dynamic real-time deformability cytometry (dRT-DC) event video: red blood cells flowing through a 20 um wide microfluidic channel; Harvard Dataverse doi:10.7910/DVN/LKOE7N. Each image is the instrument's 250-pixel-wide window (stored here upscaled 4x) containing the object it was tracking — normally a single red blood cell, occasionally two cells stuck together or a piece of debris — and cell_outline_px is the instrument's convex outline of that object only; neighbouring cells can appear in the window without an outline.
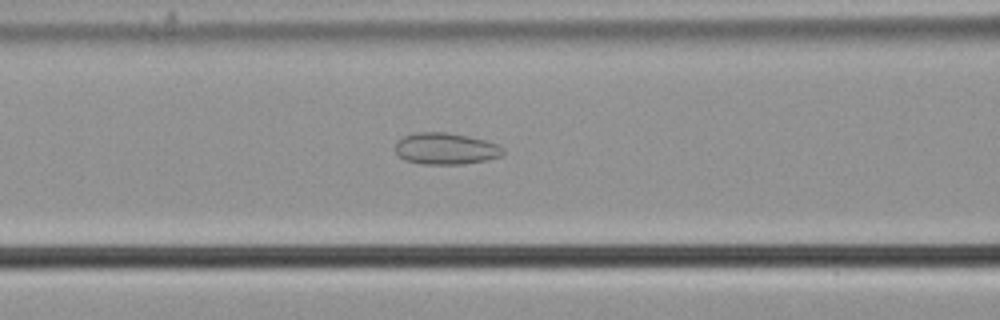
{"species": "common noctule bat (a hibernating species)", "species_latin": "Nyctalus noctula", "temperature_condition": "cold", "stored_images_in_passage": 50, "camera_frame_rate_fps": 3000, "um_per_image_px": 0.085, "animal": {"sex": "male", "body_mass_g": 21.5, "forearm_length_mm": 52.0}, "frame": {"image": 1, "passage_image": 18, "time_ms": 5.667, "image_size_px": [1000, 320], "cell_outline_px": [[504, 152], [500, 156], [488, 160], [464, 164], [420, 164], [404, 160], [396, 152], [396, 140], [404, 136], [416, 132], [448, 132], [468, 136], [484, 140], [496, 144], [504, 148]], "centroid_in_image_um": [37.87, 12.64], "position_along_channel_um": 128.7, "area_um2": 19.94}}
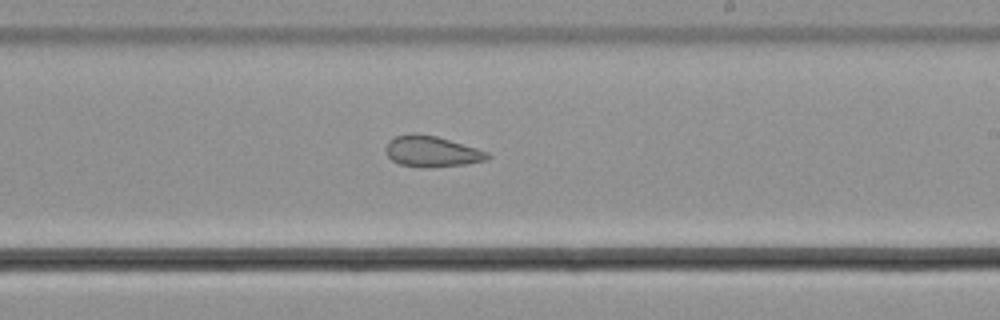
{"frame": {"image": 2, "passage_image": 28, "time_ms": 9.0, "image_size_px": [1000, 320], "cell_outline_px": [[492, 156], [484, 160], [464, 164], [424, 168], [400, 164], [392, 160], [388, 156], [384, 148], [388, 140], [396, 136], [412, 132], [436, 136], [476, 148], [488, 152]], "centroid_in_image_um": [36.65, 12.86], "position_along_channel_um": 252.4, "area_um2": 18.26}}
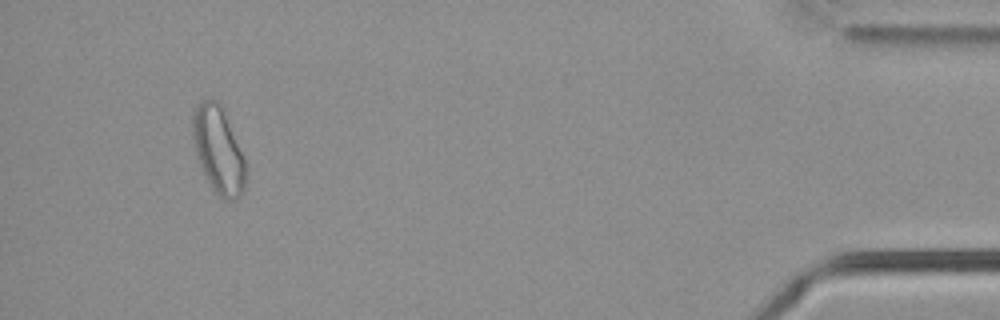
{"frame": {"image": 3, "passage_image": 47, "time_ms": 15.333, "image_size_px": [1000, 320], "cell_outline_px": [[244, 188], [240, 196], [232, 200], [224, 200], [212, 188], [200, 168], [196, 156], [192, 140], [192, 116], [196, 108], [204, 100], [216, 100], [224, 108], [244, 156]], "centroid_in_image_um": [18.54, 12.74], "position_along_channel_um": 416.7, "area_um2": 26.76}, "authors_computed_cell_mechanics": {"area_um2": 22.0507, "velocity_mm_per_s": 3.7131, "shape_relaxation_time_tau1_ms": null, "shape_relaxation_time_tau2_ms": 3.6984, "deformation_change_tau1": null, "deformation_change_tau2": 0.1056}}